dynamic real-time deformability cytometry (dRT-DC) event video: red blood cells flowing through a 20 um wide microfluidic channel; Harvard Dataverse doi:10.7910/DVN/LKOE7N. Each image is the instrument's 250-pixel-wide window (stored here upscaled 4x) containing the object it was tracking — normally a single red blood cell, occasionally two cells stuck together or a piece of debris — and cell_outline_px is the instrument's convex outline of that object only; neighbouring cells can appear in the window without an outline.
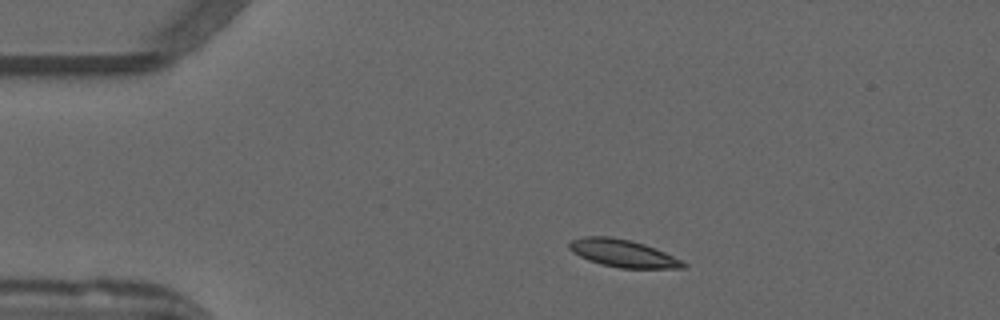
{"species": "common noctule bat (a hibernating species)", "species_latin": "Nyctalus noctula", "temperature_condition": "warm", "stored_images_in_passage": 43, "camera_frame_rate_fps": 3000, "um_per_image_px": 0.085, "animal": {"sex": "male", "forearm_length_mm": 52.5}, "frame": {"image": 1, "passage_image": 1, "time_ms": 0.0, "image_size_px": [1000, 320], "cell_outline_px": [[688, 264], [684, 268], [620, 268], [600, 264], [588, 260], [572, 252], [568, 248], [568, 244], [572, 240], [584, 236], [608, 236], [632, 240], [656, 248]], "centroid_in_image_um": [52.92, 21.52], "position_along_channel_um": 32.1, "area_um2": 18.26}}
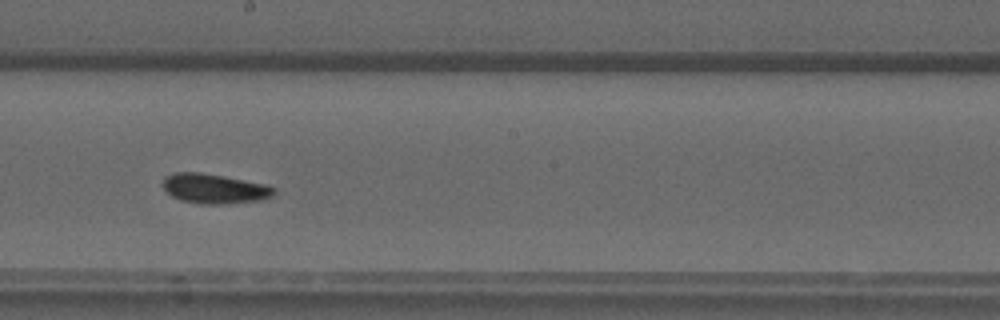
{"frame": {"image": 2, "passage_image": 20, "time_ms": 6.333, "image_size_px": [1000, 320], "cell_outline_px": [[276, 192], [272, 196], [260, 200], [224, 204], [200, 204], [180, 200], [172, 196], [160, 184], [164, 176], [176, 172], [200, 172], [224, 176], [268, 184], [276, 188]], "centroid_in_image_um": [18.22, 16.03], "position_along_channel_um": 230.0, "area_um2": 19.54}}
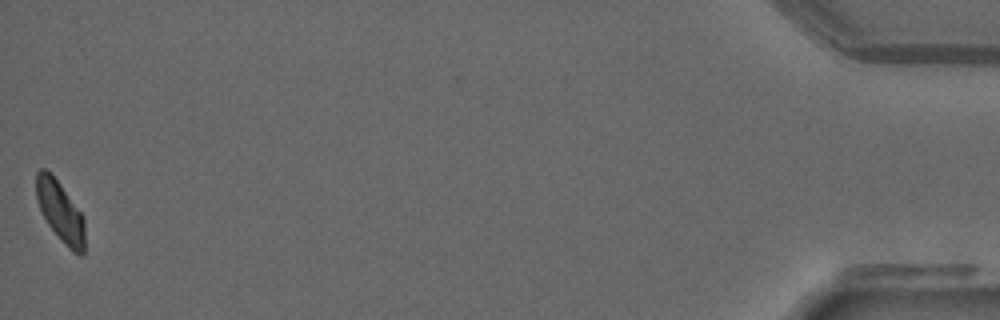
{"frame": {"image": 3, "passage_image": 43, "time_ms": 14.0, "image_size_px": [1000, 320], "cell_outline_px": [[84, 256], [80, 256], [72, 252], [64, 244], [48, 224], [36, 200], [36, 172], [40, 168], [44, 168], [60, 184], [84, 216]], "centroid_in_image_um": [5.14, 18.02], "position_along_channel_um": 430.1, "area_um2": 17.05}, "authors_computed_cell_mechanics": {"area_um2": 18.5538, "velocity_mm_per_s": 3.9158, "shape_relaxation_time_tau1_ms": 6.5906, "shape_relaxation_time_tau2_ms": null, "deformation_change_tau1": 0.1589, "deformation_change_tau2": null}}